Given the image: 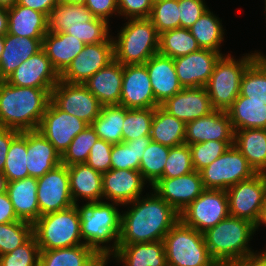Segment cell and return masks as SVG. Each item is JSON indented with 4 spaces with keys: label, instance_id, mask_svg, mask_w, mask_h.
<instances>
[{
    "label": "cell",
    "instance_id": "cell-23",
    "mask_svg": "<svg viewBox=\"0 0 266 266\" xmlns=\"http://www.w3.org/2000/svg\"><path fill=\"white\" fill-rule=\"evenodd\" d=\"M144 64L149 73L156 103L159 106L183 89L171 57L157 53Z\"/></svg>",
    "mask_w": 266,
    "mask_h": 266
},
{
    "label": "cell",
    "instance_id": "cell-61",
    "mask_svg": "<svg viewBox=\"0 0 266 266\" xmlns=\"http://www.w3.org/2000/svg\"><path fill=\"white\" fill-rule=\"evenodd\" d=\"M110 258L99 254L88 266H107Z\"/></svg>",
    "mask_w": 266,
    "mask_h": 266
},
{
    "label": "cell",
    "instance_id": "cell-45",
    "mask_svg": "<svg viewBox=\"0 0 266 266\" xmlns=\"http://www.w3.org/2000/svg\"><path fill=\"white\" fill-rule=\"evenodd\" d=\"M99 136L91 125L81 131L70 143L67 150L61 156V164L71 166L86 163L89 153Z\"/></svg>",
    "mask_w": 266,
    "mask_h": 266
},
{
    "label": "cell",
    "instance_id": "cell-6",
    "mask_svg": "<svg viewBox=\"0 0 266 266\" xmlns=\"http://www.w3.org/2000/svg\"><path fill=\"white\" fill-rule=\"evenodd\" d=\"M257 57L258 51L244 54L238 60L229 53L219 58L204 86L214 110L227 111L232 106L240 94L243 73Z\"/></svg>",
    "mask_w": 266,
    "mask_h": 266
},
{
    "label": "cell",
    "instance_id": "cell-46",
    "mask_svg": "<svg viewBox=\"0 0 266 266\" xmlns=\"http://www.w3.org/2000/svg\"><path fill=\"white\" fill-rule=\"evenodd\" d=\"M33 235V224L24 220L0 224V256L24 244Z\"/></svg>",
    "mask_w": 266,
    "mask_h": 266
},
{
    "label": "cell",
    "instance_id": "cell-13",
    "mask_svg": "<svg viewBox=\"0 0 266 266\" xmlns=\"http://www.w3.org/2000/svg\"><path fill=\"white\" fill-rule=\"evenodd\" d=\"M87 126L85 121L59 109L50 100L37 130L62 156L72 140Z\"/></svg>",
    "mask_w": 266,
    "mask_h": 266
},
{
    "label": "cell",
    "instance_id": "cell-20",
    "mask_svg": "<svg viewBox=\"0 0 266 266\" xmlns=\"http://www.w3.org/2000/svg\"><path fill=\"white\" fill-rule=\"evenodd\" d=\"M146 184L139 171L110 169L102 174L103 199L125 206L141 197Z\"/></svg>",
    "mask_w": 266,
    "mask_h": 266
},
{
    "label": "cell",
    "instance_id": "cell-30",
    "mask_svg": "<svg viewBox=\"0 0 266 266\" xmlns=\"http://www.w3.org/2000/svg\"><path fill=\"white\" fill-rule=\"evenodd\" d=\"M37 185V178L29 176L8 182L7 186V194L17 217L32 224L40 217Z\"/></svg>",
    "mask_w": 266,
    "mask_h": 266
},
{
    "label": "cell",
    "instance_id": "cell-27",
    "mask_svg": "<svg viewBox=\"0 0 266 266\" xmlns=\"http://www.w3.org/2000/svg\"><path fill=\"white\" fill-rule=\"evenodd\" d=\"M109 258L123 263V266H168L163 240L151 243L119 244Z\"/></svg>",
    "mask_w": 266,
    "mask_h": 266
},
{
    "label": "cell",
    "instance_id": "cell-39",
    "mask_svg": "<svg viewBox=\"0 0 266 266\" xmlns=\"http://www.w3.org/2000/svg\"><path fill=\"white\" fill-rule=\"evenodd\" d=\"M150 141V136H142L131 141L113 144L111 151V169L139 171L142 156Z\"/></svg>",
    "mask_w": 266,
    "mask_h": 266
},
{
    "label": "cell",
    "instance_id": "cell-52",
    "mask_svg": "<svg viewBox=\"0 0 266 266\" xmlns=\"http://www.w3.org/2000/svg\"><path fill=\"white\" fill-rule=\"evenodd\" d=\"M113 144L99 139L90 150L86 164L103 174L111 169V151Z\"/></svg>",
    "mask_w": 266,
    "mask_h": 266
},
{
    "label": "cell",
    "instance_id": "cell-67",
    "mask_svg": "<svg viewBox=\"0 0 266 266\" xmlns=\"http://www.w3.org/2000/svg\"><path fill=\"white\" fill-rule=\"evenodd\" d=\"M4 49V36H0V57Z\"/></svg>",
    "mask_w": 266,
    "mask_h": 266
},
{
    "label": "cell",
    "instance_id": "cell-29",
    "mask_svg": "<svg viewBox=\"0 0 266 266\" xmlns=\"http://www.w3.org/2000/svg\"><path fill=\"white\" fill-rule=\"evenodd\" d=\"M71 198L77 204L78 198L88 202L103 201L102 174L86 163L68 167Z\"/></svg>",
    "mask_w": 266,
    "mask_h": 266
},
{
    "label": "cell",
    "instance_id": "cell-62",
    "mask_svg": "<svg viewBox=\"0 0 266 266\" xmlns=\"http://www.w3.org/2000/svg\"><path fill=\"white\" fill-rule=\"evenodd\" d=\"M8 181L3 171H0V194L7 193Z\"/></svg>",
    "mask_w": 266,
    "mask_h": 266
},
{
    "label": "cell",
    "instance_id": "cell-32",
    "mask_svg": "<svg viewBox=\"0 0 266 266\" xmlns=\"http://www.w3.org/2000/svg\"><path fill=\"white\" fill-rule=\"evenodd\" d=\"M234 146L256 173L266 174V129L234 131Z\"/></svg>",
    "mask_w": 266,
    "mask_h": 266
},
{
    "label": "cell",
    "instance_id": "cell-5",
    "mask_svg": "<svg viewBox=\"0 0 266 266\" xmlns=\"http://www.w3.org/2000/svg\"><path fill=\"white\" fill-rule=\"evenodd\" d=\"M113 38L114 59L122 65L144 64L158 53L159 34L149 18H132Z\"/></svg>",
    "mask_w": 266,
    "mask_h": 266
},
{
    "label": "cell",
    "instance_id": "cell-19",
    "mask_svg": "<svg viewBox=\"0 0 266 266\" xmlns=\"http://www.w3.org/2000/svg\"><path fill=\"white\" fill-rule=\"evenodd\" d=\"M225 54L202 49L173 59L176 74L183 88L204 87L219 58Z\"/></svg>",
    "mask_w": 266,
    "mask_h": 266
},
{
    "label": "cell",
    "instance_id": "cell-41",
    "mask_svg": "<svg viewBox=\"0 0 266 266\" xmlns=\"http://www.w3.org/2000/svg\"><path fill=\"white\" fill-rule=\"evenodd\" d=\"M239 95L266 105V63L259 56L243 73Z\"/></svg>",
    "mask_w": 266,
    "mask_h": 266
},
{
    "label": "cell",
    "instance_id": "cell-1",
    "mask_svg": "<svg viewBox=\"0 0 266 266\" xmlns=\"http://www.w3.org/2000/svg\"><path fill=\"white\" fill-rule=\"evenodd\" d=\"M146 195L125 204L131 206L121 214L119 244L161 241L180 220L179 213L154 191Z\"/></svg>",
    "mask_w": 266,
    "mask_h": 266
},
{
    "label": "cell",
    "instance_id": "cell-28",
    "mask_svg": "<svg viewBox=\"0 0 266 266\" xmlns=\"http://www.w3.org/2000/svg\"><path fill=\"white\" fill-rule=\"evenodd\" d=\"M43 38L6 34L0 57V80H6L20 64L42 49Z\"/></svg>",
    "mask_w": 266,
    "mask_h": 266
},
{
    "label": "cell",
    "instance_id": "cell-26",
    "mask_svg": "<svg viewBox=\"0 0 266 266\" xmlns=\"http://www.w3.org/2000/svg\"><path fill=\"white\" fill-rule=\"evenodd\" d=\"M84 45L85 43L76 36L64 32H47L42 40V49L59 76L68 69L72 60L83 50Z\"/></svg>",
    "mask_w": 266,
    "mask_h": 266
},
{
    "label": "cell",
    "instance_id": "cell-49",
    "mask_svg": "<svg viewBox=\"0 0 266 266\" xmlns=\"http://www.w3.org/2000/svg\"><path fill=\"white\" fill-rule=\"evenodd\" d=\"M193 171L191 149L184 143L170 148L161 178H175Z\"/></svg>",
    "mask_w": 266,
    "mask_h": 266
},
{
    "label": "cell",
    "instance_id": "cell-36",
    "mask_svg": "<svg viewBox=\"0 0 266 266\" xmlns=\"http://www.w3.org/2000/svg\"><path fill=\"white\" fill-rule=\"evenodd\" d=\"M99 254L86 244L40 250L39 266H88Z\"/></svg>",
    "mask_w": 266,
    "mask_h": 266
},
{
    "label": "cell",
    "instance_id": "cell-4",
    "mask_svg": "<svg viewBox=\"0 0 266 266\" xmlns=\"http://www.w3.org/2000/svg\"><path fill=\"white\" fill-rule=\"evenodd\" d=\"M250 221L229 216L203 233L211 257L218 262H236L258 251L251 250L249 241L256 233Z\"/></svg>",
    "mask_w": 266,
    "mask_h": 266
},
{
    "label": "cell",
    "instance_id": "cell-44",
    "mask_svg": "<svg viewBox=\"0 0 266 266\" xmlns=\"http://www.w3.org/2000/svg\"><path fill=\"white\" fill-rule=\"evenodd\" d=\"M154 110L155 108L127 109L124 107L123 142L138 139L142 136H150Z\"/></svg>",
    "mask_w": 266,
    "mask_h": 266
},
{
    "label": "cell",
    "instance_id": "cell-64",
    "mask_svg": "<svg viewBox=\"0 0 266 266\" xmlns=\"http://www.w3.org/2000/svg\"><path fill=\"white\" fill-rule=\"evenodd\" d=\"M18 0H0V7L11 8L17 3Z\"/></svg>",
    "mask_w": 266,
    "mask_h": 266
},
{
    "label": "cell",
    "instance_id": "cell-56",
    "mask_svg": "<svg viewBox=\"0 0 266 266\" xmlns=\"http://www.w3.org/2000/svg\"><path fill=\"white\" fill-rule=\"evenodd\" d=\"M19 133V131L14 129L0 127V171L4 170L11 142Z\"/></svg>",
    "mask_w": 266,
    "mask_h": 266
},
{
    "label": "cell",
    "instance_id": "cell-31",
    "mask_svg": "<svg viewBox=\"0 0 266 266\" xmlns=\"http://www.w3.org/2000/svg\"><path fill=\"white\" fill-rule=\"evenodd\" d=\"M46 33V14L17 3L8 8V34L19 37L44 38Z\"/></svg>",
    "mask_w": 266,
    "mask_h": 266
},
{
    "label": "cell",
    "instance_id": "cell-47",
    "mask_svg": "<svg viewBox=\"0 0 266 266\" xmlns=\"http://www.w3.org/2000/svg\"><path fill=\"white\" fill-rule=\"evenodd\" d=\"M178 0H156L153 2L149 19L158 34L180 28Z\"/></svg>",
    "mask_w": 266,
    "mask_h": 266
},
{
    "label": "cell",
    "instance_id": "cell-60",
    "mask_svg": "<svg viewBox=\"0 0 266 266\" xmlns=\"http://www.w3.org/2000/svg\"><path fill=\"white\" fill-rule=\"evenodd\" d=\"M8 33V9L0 7V36Z\"/></svg>",
    "mask_w": 266,
    "mask_h": 266
},
{
    "label": "cell",
    "instance_id": "cell-53",
    "mask_svg": "<svg viewBox=\"0 0 266 266\" xmlns=\"http://www.w3.org/2000/svg\"><path fill=\"white\" fill-rule=\"evenodd\" d=\"M205 0H178L180 28L189 29L209 8Z\"/></svg>",
    "mask_w": 266,
    "mask_h": 266
},
{
    "label": "cell",
    "instance_id": "cell-63",
    "mask_svg": "<svg viewBox=\"0 0 266 266\" xmlns=\"http://www.w3.org/2000/svg\"><path fill=\"white\" fill-rule=\"evenodd\" d=\"M262 224L266 226V197L263 203V210L261 213L260 220L258 222V227L261 226Z\"/></svg>",
    "mask_w": 266,
    "mask_h": 266
},
{
    "label": "cell",
    "instance_id": "cell-69",
    "mask_svg": "<svg viewBox=\"0 0 266 266\" xmlns=\"http://www.w3.org/2000/svg\"><path fill=\"white\" fill-rule=\"evenodd\" d=\"M261 253L266 255V248L263 250V252L261 251Z\"/></svg>",
    "mask_w": 266,
    "mask_h": 266
},
{
    "label": "cell",
    "instance_id": "cell-14",
    "mask_svg": "<svg viewBox=\"0 0 266 266\" xmlns=\"http://www.w3.org/2000/svg\"><path fill=\"white\" fill-rule=\"evenodd\" d=\"M37 201L40 216L74 205L71 198L68 166L60 164L37 178Z\"/></svg>",
    "mask_w": 266,
    "mask_h": 266
},
{
    "label": "cell",
    "instance_id": "cell-21",
    "mask_svg": "<svg viewBox=\"0 0 266 266\" xmlns=\"http://www.w3.org/2000/svg\"><path fill=\"white\" fill-rule=\"evenodd\" d=\"M205 141L234 142V130L227 111L214 110L207 116L186 123L187 145Z\"/></svg>",
    "mask_w": 266,
    "mask_h": 266
},
{
    "label": "cell",
    "instance_id": "cell-17",
    "mask_svg": "<svg viewBox=\"0 0 266 266\" xmlns=\"http://www.w3.org/2000/svg\"><path fill=\"white\" fill-rule=\"evenodd\" d=\"M127 109H147L156 103L145 64L123 65L120 104Z\"/></svg>",
    "mask_w": 266,
    "mask_h": 266
},
{
    "label": "cell",
    "instance_id": "cell-58",
    "mask_svg": "<svg viewBox=\"0 0 266 266\" xmlns=\"http://www.w3.org/2000/svg\"><path fill=\"white\" fill-rule=\"evenodd\" d=\"M58 0H18L17 4L31 8L32 10L46 14L51 12V9L58 4Z\"/></svg>",
    "mask_w": 266,
    "mask_h": 266
},
{
    "label": "cell",
    "instance_id": "cell-35",
    "mask_svg": "<svg viewBox=\"0 0 266 266\" xmlns=\"http://www.w3.org/2000/svg\"><path fill=\"white\" fill-rule=\"evenodd\" d=\"M93 13L85 5L58 3L47 16V32L61 33L68 28H78L92 21Z\"/></svg>",
    "mask_w": 266,
    "mask_h": 266
},
{
    "label": "cell",
    "instance_id": "cell-16",
    "mask_svg": "<svg viewBox=\"0 0 266 266\" xmlns=\"http://www.w3.org/2000/svg\"><path fill=\"white\" fill-rule=\"evenodd\" d=\"M6 81L17 87L46 89L51 94L52 89L60 81V76L45 51L41 49L22 62Z\"/></svg>",
    "mask_w": 266,
    "mask_h": 266
},
{
    "label": "cell",
    "instance_id": "cell-57",
    "mask_svg": "<svg viewBox=\"0 0 266 266\" xmlns=\"http://www.w3.org/2000/svg\"><path fill=\"white\" fill-rule=\"evenodd\" d=\"M20 220L13 208V204L7 193L0 194V224Z\"/></svg>",
    "mask_w": 266,
    "mask_h": 266
},
{
    "label": "cell",
    "instance_id": "cell-66",
    "mask_svg": "<svg viewBox=\"0 0 266 266\" xmlns=\"http://www.w3.org/2000/svg\"><path fill=\"white\" fill-rule=\"evenodd\" d=\"M215 266H238L235 262H218Z\"/></svg>",
    "mask_w": 266,
    "mask_h": 266
},
{
    "label": "cell",
    "instance_id": "cell-24",
    "mask_svg": "<svg viewBox=\"0 0 266 266\" xmlns=\"http://www.w3.org/2000/svg\"><path fill=\"white\" fill-rule=\"evenodd\" d=\"M123 79V65L115 59L97 71L84 85L95 95L99 103L119 105Z\"/></svg>",
    "mask_w": 266,
    "mask_h": 266
},
{
    "label": "cell",
    "instance_id": "cell-25",
    "mask_svg": "<svg viewBox=\"0 0 266 266\" xmlns=\"http://www.w3.org/2000/svg\"><path fill=\"white\" fill-rule=\"evenodd\" d=\"M28 177L40 178L61 164L55 147L38 131H27Z\"/></svg>",
    "mask_w": 266,
    "mask_h": 266
},
{
    "label": "cell",
    "instance_id": "cell-38",
    "mask_svg": "<svg viewBox=\"0 0 266 266\" xmlns=\"http://www.w3.org/2000/svg\"><path fill=\"white\" fill-rule=\"evenodd\" d=\"M124 123V106L104 105L99 116L91 123L95 133L111 144L123 142L122 127Z\"/></svg>",
    "mask_w": 266,
    "mask_h": 266
},
{
    "label": "cell",
    "instance_id": "cell-37",
    "mask_svg": "<svg viewBox=\"0 0 266 266\" xmlns=\"http://www.w3.org/2000/svg\"><path fill=\"white\" fill-rule=\"evenodd\" d=\"M224 30L220 18L216 17L209 8L189 28L200 48L221 54L220 46L224 41Z\"/></svg>",
    "mask_w": 266,
    "mask_h": 266
},
{
    "label": "cell",
    "instance_id": "cell-65",
    "mask_svg": "<svg viewBox=\"0 0 266 266\" xmlns=\"http://www.w3.org/2000/svg\"><path fill=\"white\" fill-rule=\"evenodd\" d=\"M59 3H69V4H77L84 5L86 0H58Z\"/></svg>",
    "mask_w": 266,
    "mask_h": 266
},
{
    "label": "cell",
    "instance_id": "cell-42",
    "mask_svg": "<svg viewBox=\"0 0 266 266\" xmlns=\"http://www.w3.org/2000/svg\"><path fill=\"white\" fill-rule=\"evenodd\" d=\"M27 155V131H24L10 144L3 170L8 182L28 177Z\"/></svg>",
    "mask_w": 266,
    "mask_h": 266
},
{
    "label": "cell",
    "instance_id": "cell-54",
    "mask_svg": "<svg viewBox=\"0 0 266 266\" xmlns=\"http://www.w3.org/2000/svg\"><path fill=\"white\" fill-rule=\"evenodd\" d=\"M153 0H118L119 16L132 18H149Z\"/></svg>",
    "mask_w": 266,
    "mask_h": 266
},
{
    "label": "cell",
    "instance_id": "cell-18",
    "mask_svg": "<svg viewBox=\"0 0 266 266\" xmlns=\"http://www.w3.org/2000/svg\"><path fill=\"white\" fill-rule=\"evenodd\" d=\"M152 189L179 214L205 190L200 172L195 170L175 178H160Z\"/></svg>",
    "mask_w": 266,
    "mask_h": 266
},
{
    "label": "cell",
    "instance_id": "cell-70",
    "mask_svg": "<svg viewBox=\"0 0 266 266\" xmlns=\"http://www.w3.org/2000/svg\"><path fill=\"white\" fill-rule=\"evenodd\" d=\"M264 1H265V3H264V4H265V14H266V0H264ZM265 16H266V15H265Z\"/></svg>",
    "mask_w": 266,
    "mask_h": 266
},
{
    "label": "cell",
    "instance_id": "cell-59",
    "mask_svg": "<svg viewBox=\"0 0 266 266\" xmlns=\"http://www.w3.org/2000/svg\"><path fill=\"white\" fill-rule=\"evenodd\" d=\"M238 266H266V255L257 252L235 262Z\"/></svg>",
    "mask_w": 266,
    "mask_h": 266
},
{
    "label": "cell",
    "instance_id": "cell-43",
    "mask_svg": "<svg viewBox=\"0 0 266 266\" xmlns=\"http://www.w3.org/2000/svg\"><path fill=\"white\" fill-rule=\"evenodd\" d=\"M170 147L150 141L140 162L139 172L151 187L163 176Z\"/></svg>",
    "mask_w": 266,
    "mask_h": 266
},
{
    "label": "cell",
    "instance_id": "cell-51",
    "mask_svg": "<svg viewBox=\"0 0 266 266\" xmlns=\"http://www.w3.org/2000/svg\"><path fill=\"white\" fill-rule=\"evenodd\" d=\"M109 32V22L95 17L78 28H68L64 33L76 36L85 44H96L108 41L112 37Z\"/></svg>",
    "mask_w": 266,
    "mask_h": 266
},
{
    "label": "cell",
    "instance_id": "cell-7",
    "mask_svg": "<svg viewBox=\"0 0 266 266\" xmlns=\"http://www.w3.org/2000/svg\"><path fill=\"white\" fill-rule=\"evenodd\" d=\"M33 235L40 250L69 248L84 244L76 205L41 215L33 223Z\"/></svg>",
    "mask_w": 266,
    "mask_h": 266
},
{
    "label": "cell",
    "instance_id": "cell-12",
    "mask_svg": "<svg viewBox=\"0 0 266 266\" xmlns=\"http://www.w3.org/2000/svg\"><path fill=\"white\" fill-rule=\"evenodd\" d=\"M51 101L61 110L88 125L99 116L102 105L84 84L59 81L51 91Z\"/></svg>",
    "mask_w": 266,
    "mask_h": 266
},
{
    "label": "cell",
    "instance_id": "cell-33",
    "mask_svg": "<svg viewBox=\"0 0 266 266\" xmlns=\"http://www.w3.org/2000/svg\"><path fill=\"white\" fill-rule=\"evenodd\" d=\"M185 128L183 121L157 106L151 123L150 138L151 141L171 148L185 143Z\"/></svg>",
    "mask_w": 266,
    "mask_h": 266
},
{
    "label": "cell",
    "instance_id": "cell-3",
    "mask_svg": "<svg viewBox=\"0 0 266 266\" xmlns=\"http://www.w3.org/2000/svg\"><path fill=\"white\" fill-rule=\"evenodd\" d=\"M75 205L80 216L83 243L92 247L98 254L110 257L119 245L122 213L118 211L119 204L98 201L86 202L82 206L78 203Z\"/></svg>",
    "mask_w": 266,
    "mask_h": 266
},
{
    "label": "cell",
    "instance_id": "cell-50",
    "mask_svg": "<svg viewBox=\"0 0 266 266\" xmlns=\"http://www.w3.org/2000/svg\"><path fill=\"white\" fill-rule=\"evenodd\" d=\"M40 248L32 235L14 251L0 256V266H39Z\"/></svg>",
    "mask_w": 266,
    "mask_h": 266
},
{
    "label": "cell",
    "instance_id": "cell-55",
    "mask_svg": "<svg viewBox=\"0 0 266 266\" xmlns=\"http://www.w3.org/2000/svg\"><path fill=\"white\" fill-rule=\"evenodd\" d=\"M96 18L109 22L108 17L119 16L118 0H86L84 4Z\"/></svg>",
    "mask_w": 266,
    "mask_h": 266
},
{
    "label": "cell",
    "instance_id": "cell-8",
    "mask_svg": "<svg viewBox=\"0 0 266 266\" xmlns=\"http://www.w3.org/2000/svg\"><path fill=\"white\" fill-rule=\"evenodd\" d=\"M168 266H215L203 233L179 220L163 238Z\"/></svg>",
    "mask_w": 266,
    "mask_h": 266
},
{
    "label": "cell",
    "instance_id": "cell-15",
    "mask_svg": "<svg viewBox=\"0 0 266 266\" xmlns=\"http://www.w3.org/2000/svg\"><path fill=\"white\" fill-rule=\"evenodd\" d=\"M113 60V36L106 42L85 44L83 50L60 76V80L72 84H84L97 71L106 67Z\"/></svg>",
    "mask_w": 266,
    "mask_h": 266
},
{
    "label": "cell",
    "instance_id": "cell-68",
    "mask_svg": "<svg viewBox=\"0 0 266 266\" xmlns=\"http://www.w3.org/2000/svg\"><path fill=\"white\" fill-rule=\"evenodd\" d=\"M258 56L266 63V55H264L262 52H258Z\"/></svg>",
    "mask_w": 266,
    "mask_h": 266
},
{
    "label": "cell",
    "instance_id": "cell-10",
    "mask_svg": "<svg viewBox=\"0 0 266 266\" xmlns=\"http://www.w3.org/2000/svg\"><path fill=\"white\" fill-rule=\"evenodd\" d=\"M226 191L230 216L248 220L259 229L258 222L266 197V174L257 173Z\"/></svg>",
    "mask_w": 266,
    "mask_h": 266
},
{
    "label": "cell",
    "instance_id": "cell-34",
    "mask_svg": "<svg viewBox=\"0 0 266 266\" xmlns=\"http://www.w3.org/2000/svg\"><path fill=\"white\" fill-rule=\"evenodd\" d=\"M234 131L242 129H266V105L262 102L248 101L240 96L227 110Z\"/></svg>",
    "mask_w": 266,
    "mask_h": 266
},
{
    "label": "cell",
    "instance_id": "cell-48",
    "mask_svg": "<svg viewBox=\"0 0 266 266\" xmlns=\"http://www.w3.org/2000/svg\"><path fill=\"white\" fill-rule=\"evenodd\" d=\"M233 145L234 142L223 141H205L189 145L194 170L200 171L210 165Z\"/></svg>",
    "mask_w": 266,
    "mask_h": 266
},
{
    "label": "cell",
    "instance_id": "cell-40",
    "mask_svg": "<svg viewBox=\"0 0 266 266\" xmlns=\"http://www.w3.org/2000/svg\"><path fill=\"white\" fill-rule=\"evenodd\" d=\"M200 47L189 29L176 28L159 34V50L161 55L172 59L188 55Z\"/></svg>",
    "mask_w": 266,
    "mask_h": 266
},
{
    "label": "cell",
    "instance_id": "cell-9",
    "mask_svg": "<svg viewBox=\"0 0 266 266\" xmlns=\"http://www.w3.org/2000/svg\"><path fill=\"white\" fill-rule=\"evenodd\" d=\"M199 172L205 189L225 191L257 174L234 145Z\"/></svg>",
    "mask_w": 266,
    "mask_h": 266
},
{
    "label": "cell",
    "instance_id": "cell-22",
    "mask_svg": "<svg viewBox=\"0 0 266 266\" xmlns=\"http://www.w3.org/2000/svg\"><path fill=\"white\" fill-rule=\"evenodd\" d=\"M160 106L185 124L214 111L205 87L183 88Z\"/></svg>",
    "mask_w": 266,
    "mask_h": 266
},
{
    "label": "cell",
    "instance_id": "cell-2",
    "mask_svg": "<svg viewBox=\"0 0 266 266\" xmlns=\"http://www.w3.org/2000/svg\"><path fill=\"white\" fill-rule=\"evenodd\" d=\"M50 100L46 89L17 87L0 80V127L37 130Z\"/></svg>",
    "mask_w": 266,
    "mask_h": 266
},
{
    "label": "cell",
    "instance_id": "cell-11",
    "mask_svg": "<svg viewBox=\"0 0 266 266\" xmlns=\"http://www.w3.org/2000/svg\"><path fill=\"white\" fill-rule=\"evenodd\" d=\"M179 215L185 225L204 233L230 216L227 191L205 189Z\"/></svg>",
    "mask_w": 266,
    "mask_h": 266
}]
</instances>
